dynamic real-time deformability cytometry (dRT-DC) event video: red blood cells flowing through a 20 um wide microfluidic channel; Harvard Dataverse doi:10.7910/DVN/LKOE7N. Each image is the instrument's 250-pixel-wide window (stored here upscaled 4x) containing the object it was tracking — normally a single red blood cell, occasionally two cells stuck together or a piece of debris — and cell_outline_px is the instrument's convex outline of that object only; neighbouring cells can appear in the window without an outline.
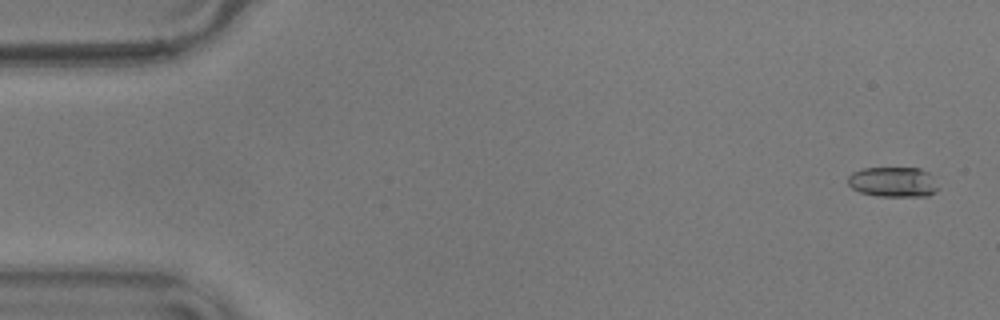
{"species": "common noctule bat (a hibernating species)", "species_latin": "Nyctalus noctula", "temperature_condition": "warm", "stored_images_in_passage": 57, "camera_frame_rate_fps": 3000, "um_per_image_px": 0.085, "animal": {"sex": "male", "body_mass_g": 17.9}, "frame": {"image": 1, "passage_image": 3, "time_ms": 0.667, "image_size_px": [1000, 320], "cell_outline_px": [[936, 192], [928, 196], [876, 196], [860, 192], [852, 188], [848, 184], [848, 176], [852, 172], [864, 168], [920, 168], [928, 172], [936, 188]], "centroid_in_image_um": [75.86, 15.47], "position_along_channel_um": 9.1, "area_um2": 15.66}}
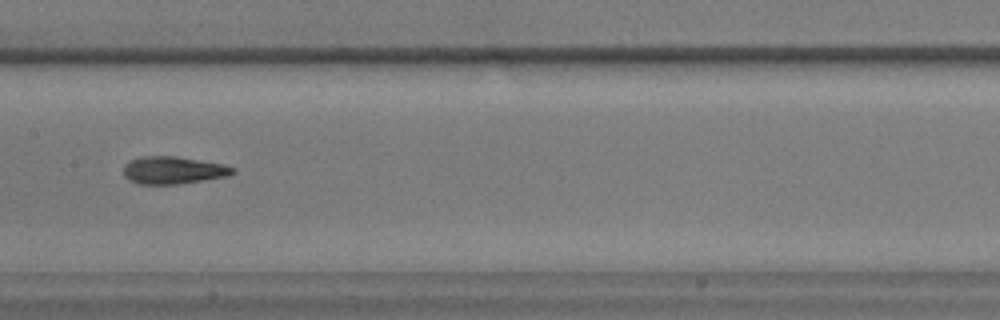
{"frame": {"image": 2, "passage_image": 29, "time_ms": 9.333, "image_size_px": [1000, 320], "cell_outline_px": [[236, 172], [228, 176], [176, 184], [140, 184], [128, 180], [124, 176], [124, 164], [140, 156], [176, 156], [224, 164], [236, 168]], "centroid_in_image_um": [14.73, 14.46], "position_along_channel_um": 192.7, "area_um2": 17.51}}
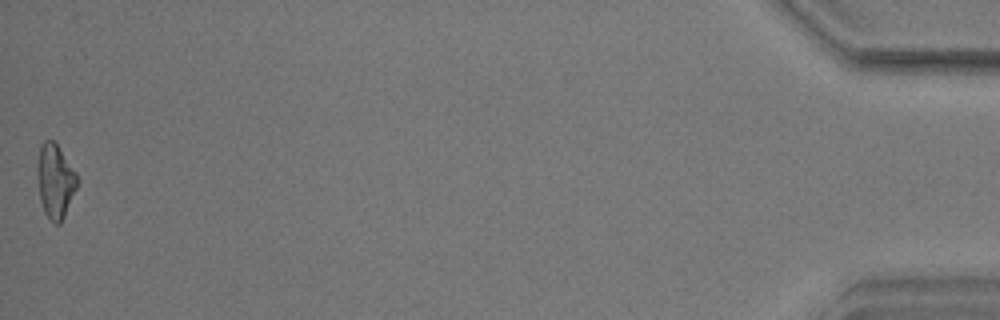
{"frame": {"image": 3, "passage_image": 57, "time_ms": 18.667, "image_size_px": [1000, 320], "cell_outline_px": [[80, 180], [64, 216], [60, 224], [56, 224], [44, 212], [40, 200], [36, 176], [36, 164], [40, 148], [44, 140], [52, 140], [56, 144], [76, 172]], "centroid_in_image_um": [4.68, 15.38], "position_along_channel_um": 430.5, "area_um2": 17.22}, "authors_computed_cell_mechanics": {"area_um2": 17.051, "velocity_mm_per_s": 3.6003, "shape_relaxation_time_tau1_ms": 4.8648, "shape_relaxation_time_tau2_ms": 2.6138, "deformation_change_tau1": 0.1608, "deformation_change_tau2": 0.1074}}